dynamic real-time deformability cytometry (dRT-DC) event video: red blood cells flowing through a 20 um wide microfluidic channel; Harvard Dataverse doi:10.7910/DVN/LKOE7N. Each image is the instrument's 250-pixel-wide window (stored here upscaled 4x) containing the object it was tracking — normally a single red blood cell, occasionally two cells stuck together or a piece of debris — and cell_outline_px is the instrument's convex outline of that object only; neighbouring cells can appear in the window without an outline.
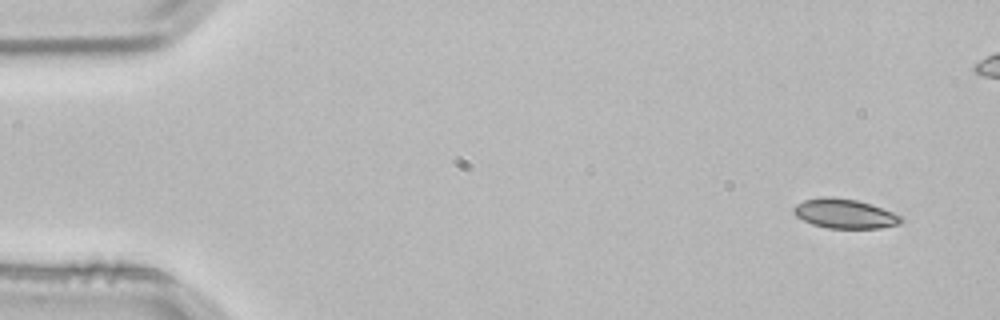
{"species": "common noctule bat (a hibernating species)", "species_latin": "Nyctalus noctula", "temperature_condition": "room temperature", "stored_images_in_passage": 3, "camera_frame_rate_fps": 3000, "um_per_image_px": 0.085, "animal": {"sex": "male", "body_mass_g": 21.5, "forearm_length_mm": 52.0}, "frame": {"image": 1, "passage_image": 1, "time_ms": 0.0, "image_size_px": [1000, 320], "cell_outline_px": [[904, 220], [900, 224], [880, 228], [828, 228], [812, 224], [796, 216], [792, 212], [792, 208], [796, 204], [804, 200], [824, 196], [832, 196], [856, 200], [872, 204], [904, 216]], "centroid_in_image_um": [71.82, 18.15], "position_along_channel_um": 13.2, "area_um2": 18.67}}